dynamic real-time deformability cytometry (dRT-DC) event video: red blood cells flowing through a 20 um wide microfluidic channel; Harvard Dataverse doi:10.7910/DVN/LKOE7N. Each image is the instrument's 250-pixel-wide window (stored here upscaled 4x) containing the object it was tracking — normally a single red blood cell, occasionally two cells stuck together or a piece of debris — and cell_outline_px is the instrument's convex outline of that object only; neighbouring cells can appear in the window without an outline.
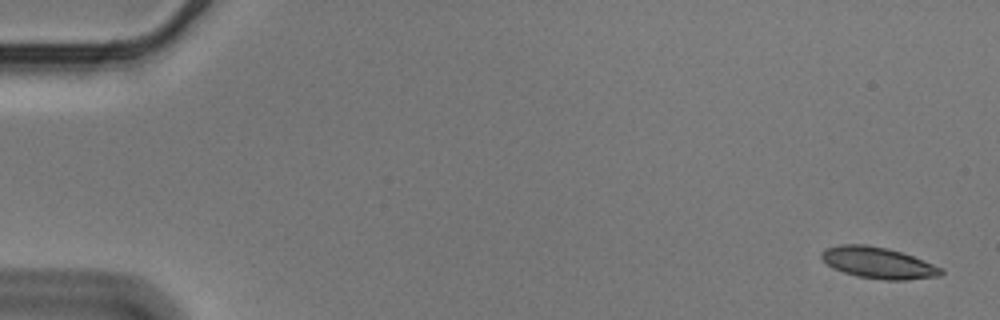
{"species": "Egyptian fruit bat (a non-hibernating species)", "species_latin": "Rousettus aegyptiacus", "temperature_condition": "cold", "stored_images_in_passage": 56, "camera_frame_rate_fps": 3000, "um_per_image_px": 0.085, "animal": {"sex": "male"}, "frame": {"image": 1, "passage_image": 2, "time_ms": 0.333, "image_size_px": [1000, 320], "cell_outline_px": [[944, 272], [940, 276], [908, 280], [884, 280], [856, 276], [844, 272], [828, 264], [820, 256], [820, 252], [828, 248], [844, 244], [864, 244], [888, 248], [912, 256], [944, 268]], "centroid_in_image_um": [74.69, 22.35], "position_along_channel_um": 10.3, "area_um2": 21.68}}
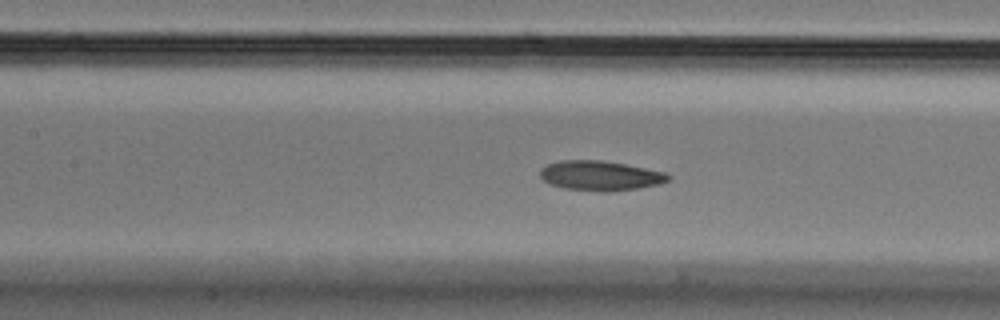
{"frame": {"image": 2, "passage_image": 26, "time_ms": 8.333, "image_size_px": [1000, 320], "cell_outline_px": [[672, 176], [668, 180], [660, 184], [636, 188], [608, 192], [604, 192], [564, 188], [552, 184], [544, 180], [540, 176], [540, 168], [548, 164], [560, 160], [600, 160], [624, 164], [664, 172]], "centroid_in_image_um": [51.01, 14.93], "position_along_channel_um": 156.4, "area_um2": 22.02}}
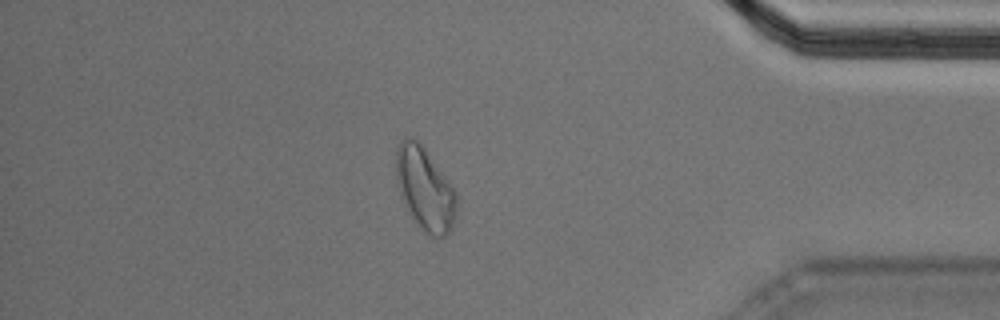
{"frame": {"image": 3, "passage_image": 49, "time_ms": 16.0, "image_size_px": [1000, 320], "cell_outline_px": [[456, 212], [452, 228], [448, 236], [428, 236], [416, 224], [408, 212], [404, 204], [396, 184], [396, 148], [400, 140], [408, 136], [416, 140], [424, 148], [456, 192]], "centroid_in_image_um": [36.09, 16.08], "position_along_channel_um": 399.1, "area_um2": 29.19}, "authors_computed_cell_mechanics": {"area_um2": 22.0507, "velocity_mm_per_s": 3.5648, "shape_relaxation_time_tau1_ms": 5.5652, "shape_relaxation_time_tau2_ms": 4.114, "deformation_change_tau1": 0.1221, "deformation_change_tau2": 0.1035}}